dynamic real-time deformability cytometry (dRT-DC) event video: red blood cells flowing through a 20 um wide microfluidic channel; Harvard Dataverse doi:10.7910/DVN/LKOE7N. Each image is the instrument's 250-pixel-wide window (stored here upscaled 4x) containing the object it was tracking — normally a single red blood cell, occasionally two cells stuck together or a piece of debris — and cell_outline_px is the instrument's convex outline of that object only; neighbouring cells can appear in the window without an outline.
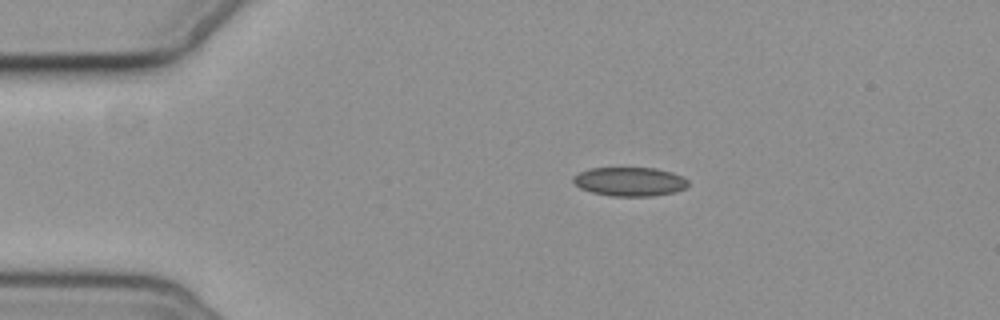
{"species": "common noctule bat (a hibernating species)", "species_latin": "Nyctalus noctula", "temperature_condition": "cold", "stored_images_in_passage": 7, "camera_frame_rate_fps": 3000, "um_per_image_px": 0.085, "animal": {"sex": "female", "body_mass_g": 19.3, "forearm_length_mm": 54.1}, "frame": {"image": 1, "passage_image": 1, "time_ms": 0.0, "image_size_px": [1000, 320], "cell_outline_px": [[688, 184], [684, 188], [672, 192], [652, 196], [612, 196], [592, 192], [580, 188], [572, 180], [572, 176], [588, 168], [656, 168], [672, 172], [684, 176], [688, 180]], "centroid_in_image_um": [53.52, 15.43], "position_along_channel_um": 31.5, "area_um2": 19.36}}
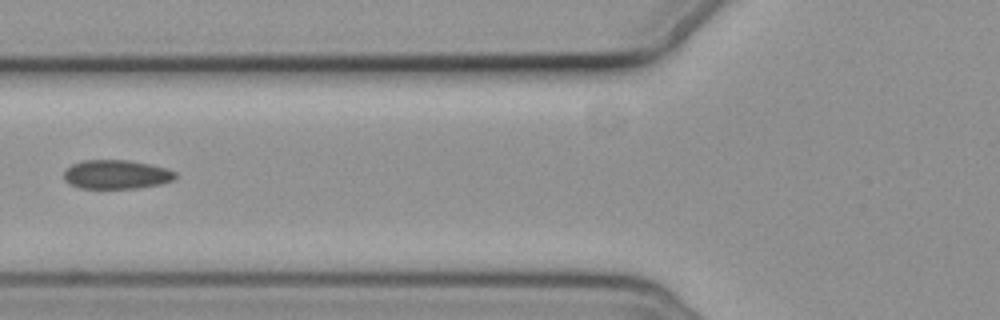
{"frame": {"image": 2, "passage_image": 4, "time_ms": 3.667, "image_size_px": [1000, 320], "cell_outline_px": [[176, 176], [172, 180], [160, 184], [136, 188], [80, 188], [64, 180], [64, 172], [72, 164], [84, 160], [128, 160], [148, 164], [164, 168], [176, 172]], "centroid_in_image_um": [9.87, 14.83], "position_along_channel_um": 115.9, "area_um2": 18.55}}
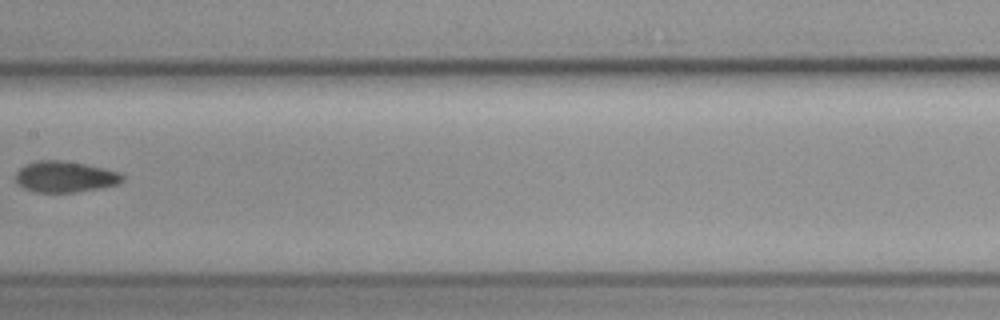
{"frame": {"image": 3, "passage_image": 6, "time_ms": 6.0, "image_size_px": [1000, 320], "cell_outline_px": [[124, 180], [120, 184], [100, 188], [72, 192], [36, 192], [24, 188], [16, 180], [16, 172], [20, 168], [28, 164], [40, 160], [60, 160], [84, 164], [104, 168], [120, 172], [124, 176]], "centroid_in_image_um": [5.57, 15.02], "position_along_channel_um": 201.8, "area_um2": 19.19}}